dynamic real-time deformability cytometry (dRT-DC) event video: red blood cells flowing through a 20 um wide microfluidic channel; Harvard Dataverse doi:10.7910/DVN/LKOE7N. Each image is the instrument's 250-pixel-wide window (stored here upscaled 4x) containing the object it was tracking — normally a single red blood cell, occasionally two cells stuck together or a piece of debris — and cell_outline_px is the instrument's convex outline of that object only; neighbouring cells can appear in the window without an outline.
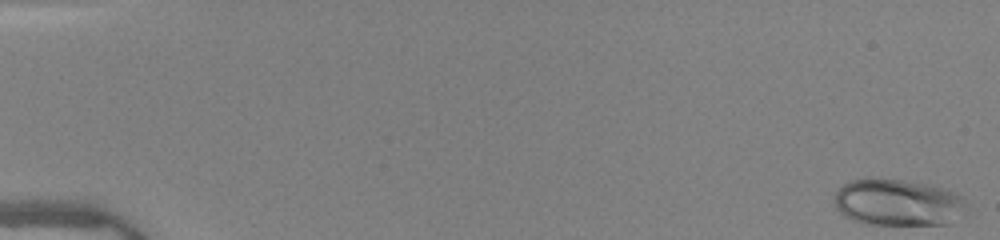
{"species": "human", "species_latin": "Homo sapiens", "temperature_condition": "warm", "stored_images_in_passage": 51, "camera_frame_rate_fps": 3000, "um_per_image_px": 0.085, "donor": {"sex": "female"}, "frame": {"image": 1, "passage_image": 1, "time_ms": 0.0, "image_size_px": [1000, 240], "cell_outline_px": [[968, 208], [948, 224], [864, 224], [852, 220], [844, 216], [836, 208], [836, 192], [844, 184], [852, 180], [900, 180], [932, 184], [956, 192], [964, 196], [968, 204]], "centroid_in_image_um": [76.39, 17.23], "position_along_channel_um": 8.6, "area_um2": 35.78}}
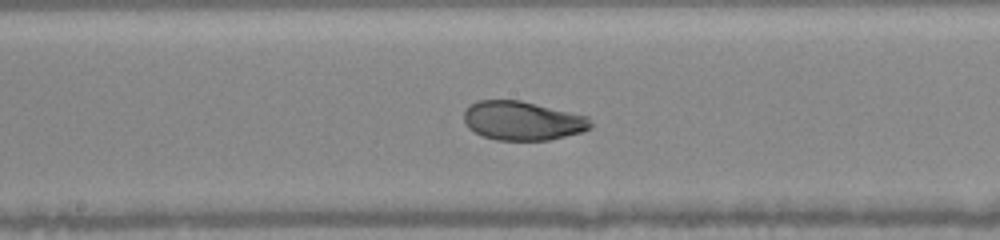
{"frame": {"image": 2, "passage_image": 28, "time_ms": 9.0, "image_size_px": [1000, 240], "cell_outline_px": [[592, 128], [580, 132], [548, 140], [496, 140], [484, 136], [468, 128], [464, 120], [464, 112], [476, 100], [520, 100], [588, 116], [592, 124]], "centroid_in_image_um": [44.42, 10.26], "position_along_channel_um": 203.8, "area_um2": 28.61}}
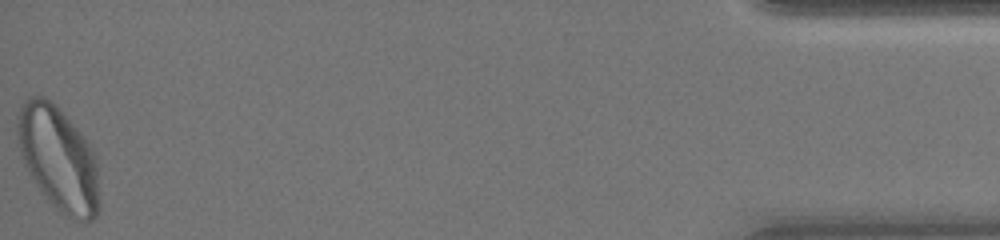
{"frame": {"image": 3, "passage_image": 51, "time_ms": 16.667, "image_size_px": [1000, 240], "cell_outline_px": [[100, 208], [96, 216], [88, 224], [68, 216], [60, 212], [44, 196], [28, 172], [20, 156], [16, 132], [16, 116], [20, 104], [28, 96], [44, 96], [52, 100], [56, 104], [84, 136], [96, 156], [100, 200]], "centroid_in_image_um": [4.96, 13.46], "position_along_channel_um": 430.2, "area_um2": 50.75}, "authors_computed_cell_mechanics": {"area_um2": 32.5992, "velocity_mm_per_s": 4.0317, "shape_relaxation_time_tau1_ms": 7.6694, "shape_relaxation_time_tau2_ms": null, "deformation_change_tau1": 0.2286, "deformation_change_tau2": null}}